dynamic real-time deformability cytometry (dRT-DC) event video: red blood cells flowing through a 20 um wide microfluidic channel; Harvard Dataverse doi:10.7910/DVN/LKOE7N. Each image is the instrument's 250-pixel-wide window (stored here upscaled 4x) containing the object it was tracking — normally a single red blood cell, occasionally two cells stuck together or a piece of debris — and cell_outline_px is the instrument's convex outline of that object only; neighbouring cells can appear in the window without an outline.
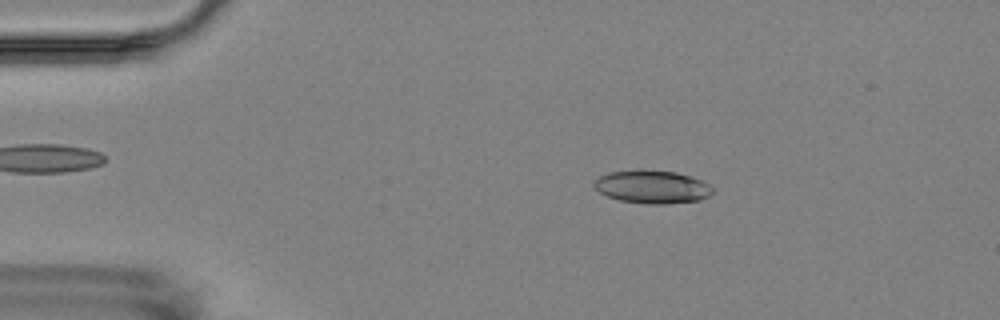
{"species": "Egyptian fruit bat (a non-hibernating species)", "species_latin": "Rousettus aegyptiacus", "temperature_condition": "room temperature", "stored_images_in_passage": 5, "camera_frame_rate_fps": 3000, "um_per_image_px": 0.085, "animal": {"sex": "female"}, "frame": {"image": 1, "passage_image": 2, "time_ms": 1.333, "image_size_px": [1000, 320], "cell_outline_px": [[712, 192], [708, 196], [700, 200], [668, 204], [648, 204], [620, 200], [608, 196], [600, 192], [592, 184], [600, 176], [608, 172], [640, 168], [676, 172], [692, 176], [708, 184], [712, 188]], "centroid_in_image_um": [55.42, 15.86], "position_along_channel_um": 29.6, "area_um2": 23.06}}
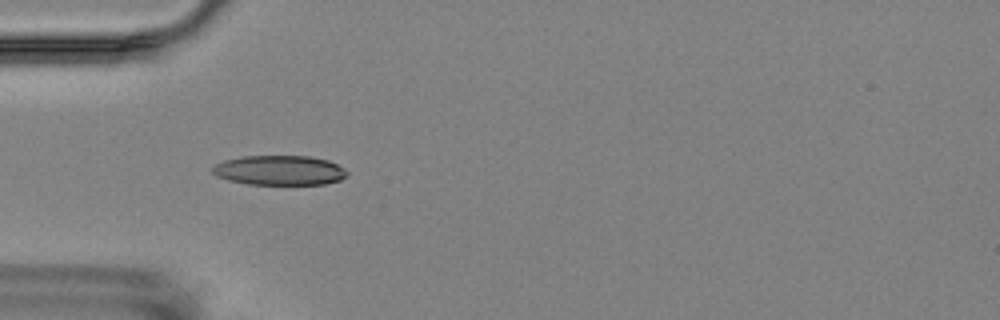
{"frame": {"image": 2, "passage_image": 4, "time_ms": 3.667, "image_size_px": [1000, 320], "cell_outline_px": [[348, 176], [340, 180], [324, 184], [248, 184], [228, 180], [216, 176], [212, 172], [212, 168], [216, 164], [224, 160], [240, 156], [308, 156], [328, 160], [344, 168], [348, 172]], "centroid_in_image_um": [23.76, 14.47], "position_along_channel_um": 61.2, "area_um2": 23.35}}